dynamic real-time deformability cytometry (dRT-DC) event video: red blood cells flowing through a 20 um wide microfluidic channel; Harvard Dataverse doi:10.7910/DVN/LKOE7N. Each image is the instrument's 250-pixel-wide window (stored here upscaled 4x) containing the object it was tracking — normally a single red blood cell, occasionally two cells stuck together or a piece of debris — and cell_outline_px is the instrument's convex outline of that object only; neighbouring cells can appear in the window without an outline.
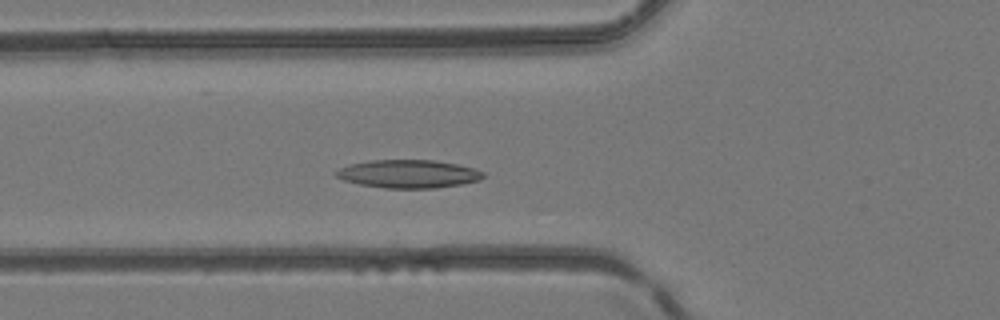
{"species": "common noctule bat (a hibernating species)", "species_latin": "Nyctalus noctula", "temperature_condition": "room temperature", "stored_images_in_passage": 43, "camera_frame_rate_fps": 3000, "um_per_image_px": 0.085, "animal": {"sex": "female", "body_mass_g": 24.6, "forearm_length_mm": 56.2}, "frame": {"image": 1, "passage_image": 13, "time_ms": 4.0, "image_size_px": [1000, 320], "cell_outline_px": [[484, 176], [480, 180], [460, 184], [436, 188], [384, 188], [360, 184], [344, 180], [336, 176], [332, 172], [348, 164], [372, 160], [432, 160], [456, 164], [472, 168], [484, 172]], "centroid_in_image_um": [34.68, 14.78], "position_along_channel_um": 91.1, "area_um2": 24.04}}
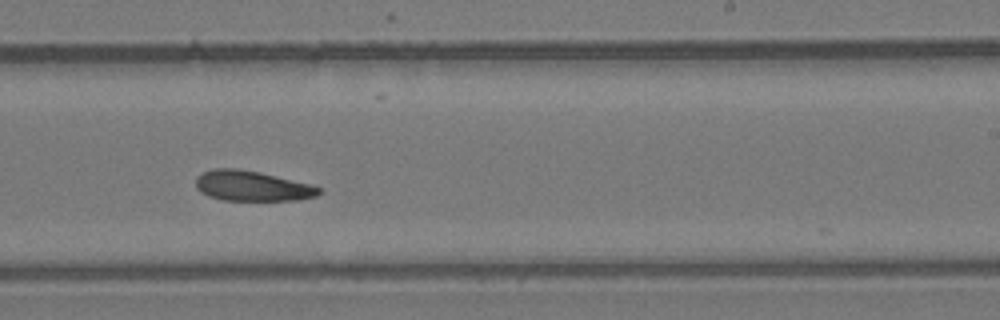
{"frame": {"image": 2, "passage_image": 25, "time_ms": 8.0, "image_size_px": [1000, 320], "cell_outline_px": [[320, 192], [316, 196], [300, 200], [224, 200], [208, 196], [200, 192], [196, 188], [196, 176], [212, 168], [236, 168], [260, 172], [312, 184], [320, 188]], "centroid_in_image_um": [21.41, 15.8], "position_along_channel_um": 267.6, "area_um2": 21.79}}
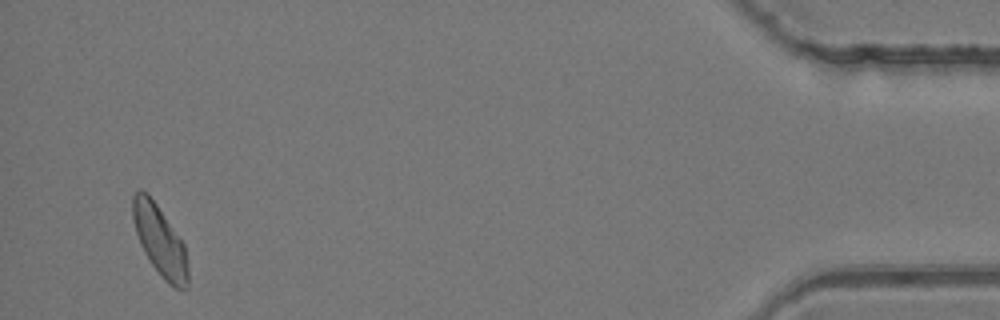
{"frame": {"image": 3, "passage_image": 41, "time_ms": 13.333, "image_size_px": [1000, 320], "cell_outline_px": [[188, 288], [176, 288], [168, 284], [164, 280], [152, 264], [144, 252], [140, 244], [136, 232], [132, 216], [132, 196], [140, 188], [148, 192], [184, 244], [188, 268]], "centroid_in_image_um": [13.57, 20.44], "position_along_channel_um": 421.6, "area_um2": 22.48}}